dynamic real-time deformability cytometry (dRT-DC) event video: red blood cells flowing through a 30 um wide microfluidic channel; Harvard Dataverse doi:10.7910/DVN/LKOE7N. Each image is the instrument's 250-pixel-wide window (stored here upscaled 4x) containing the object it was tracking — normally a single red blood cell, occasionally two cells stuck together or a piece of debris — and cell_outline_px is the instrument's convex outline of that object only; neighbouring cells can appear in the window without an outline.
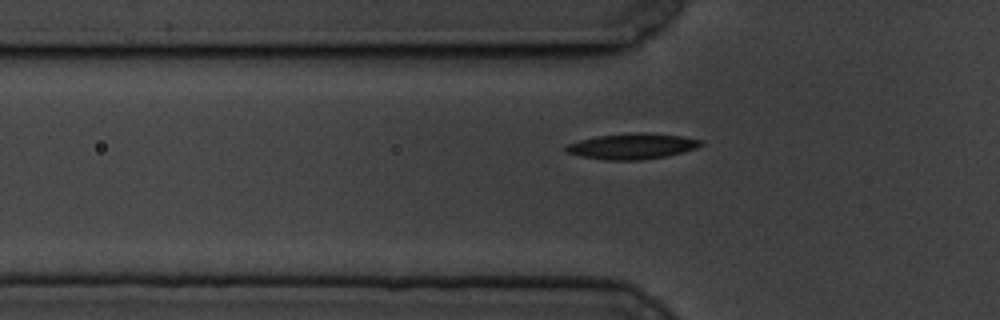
{"species": "common noctule bat (a hibernating species)", "species_latin": "Nyctalus noctula", "temperature_condition": "cold", "stored_images_in_passage": 46, "camera_frame_rate_fps": 3000, "um_per_image_px": 0.085, "animal": {"sex": "male", "body_mass_g": 19.5, "forearm_length_mm": 54.6}, "frame": {"image": 1, "passage_image": 7, "time_ms": 2.0, "image_size_px": [1000, 320], "cell_outline_px": [[704, 144], [696, 148], [684, 152], [668, 156], [640, 160], [604, 160], [580, 156], [568, 152], [564, 148], [564, 144], [596, 136], [632, 132], [648, 132], [680, 136], [704, 140]], "centroid_in_image_um": [53.75, 12.42], "position_along_channel_um": 72.1, "area_um2": 20.52}}
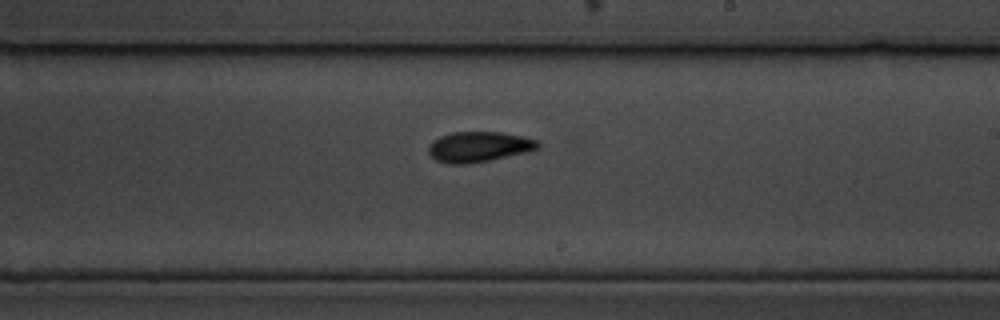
{"frame": {"image": 2, "passage_image": 23, "time_ms": 7.333, "image_size_px": [1000, 320], "cell_outline_px": [[540, 148], [528, 152], [488, 160], [464, 164], [448, 164], [436, 160], [428, 152], [428, 148], [432, 140], [440, 136], [452, 132], [504, 132], [524, 136], [536, 140], [540, 144]], "centroid_in_image_um": [40.71, 12.46], "position_along_channel_um": 248.3, "area_um2": 19.42}}
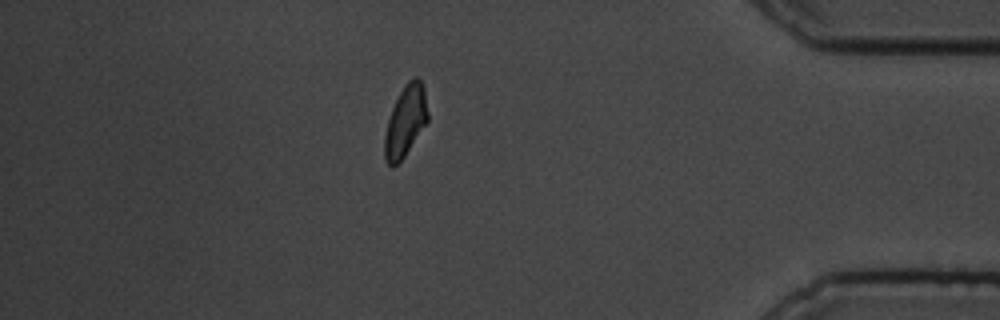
{"frame": {"image": 3, "passage_image": 40, "time_ms": 13.0, "image_size_px": [1000, 320], "cell_outline_px": [[428, 120], [404, 156], [392, 168], [384, 160], [384, 136], [388, 120], [392, 108], [404, 84], [408, 80], [416, 76], [420, 80], [424, 88], [428, 112]], "centroid_in_image_um": [34.45, 10.29], "position_along_channel_um": 400.7, "area_um2": 17.69}, "authors_computed_cell_mechanics": {"area_um2": 18.6405, "velocity_mm_per_s": 3.3117, "shape_relaxation_time_tau1_ms": 2.9399, "shape_relaxation_time_tau2_ms": 3.2475, "deformation_change_tau1": 0.1249, "deformation_change_tau2": 0.0958}}